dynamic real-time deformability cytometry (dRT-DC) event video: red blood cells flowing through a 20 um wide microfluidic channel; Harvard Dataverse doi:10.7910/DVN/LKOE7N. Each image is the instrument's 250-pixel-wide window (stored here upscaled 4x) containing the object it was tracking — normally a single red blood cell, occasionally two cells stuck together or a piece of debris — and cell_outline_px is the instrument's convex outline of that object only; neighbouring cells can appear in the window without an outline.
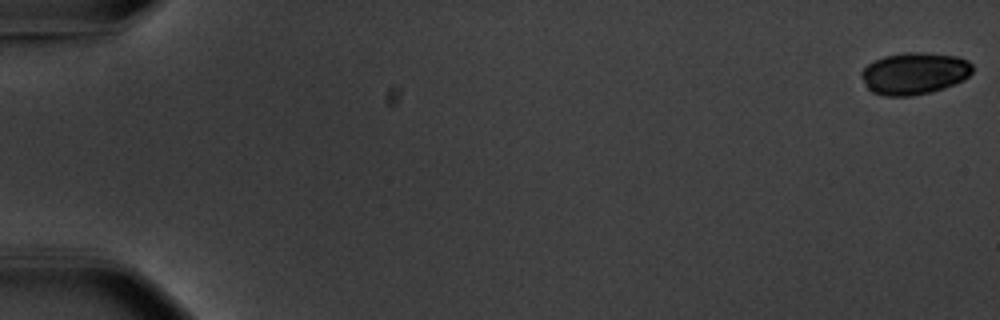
{"species": "common noctule bat (a hibernating species)", "species_latin": "Nyctalus noctula", "temperature_condition": "warm", "stored_images_in_passage": 56, "camera_frame_rate_fps": 3000, "um_per_image_px": 0.085, "animal": {"sex": "male", "body_mass_g": 20.1, "forearm_length_mm": 53.5}, "frame": {"image": 1, "passage_image": 1, "time_ms": 0.0, "image_size_px": [1000, 320], "cell_outline_px": [[972, 72], [964, 80], [956, 84], [932, 92], [912, 96], [888, 96], [872, 92], [868, 88], [860, 76], [860, 72], [868, 64], [884, 56], [908, 52], [920, 52], [956, 56], [968, 60], [972, 64]], "centroid_in_image_um": [77.73, 6.25], "position_along_channel_um": 7.3, "area_um2": 27.22}}
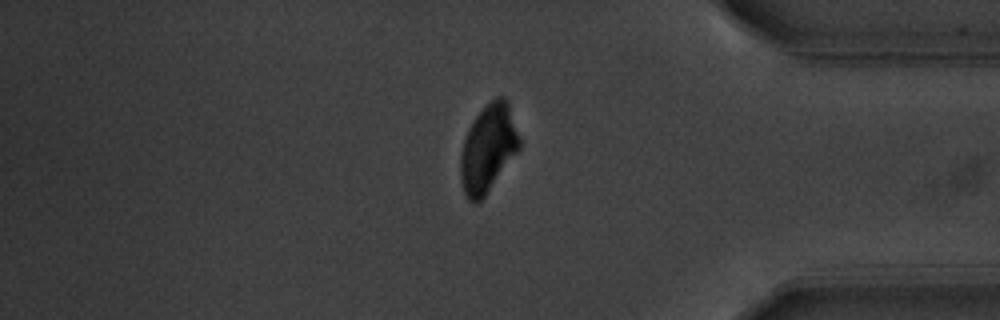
{"frame": {"image": 2, "passage_image": 48, "time_ms": 15.667, "image_size_px": [1000, 320], "cell_outline_px": [[520, 148], [484, 196], [476, 204], [468, 200], [464, 192], [460, 176], [460, 156], [464, 140], [468, 128], [472, 120], [496, 96], [504, 96], [508, 100], [520, 140]], "centroid_in_image_um": [41.48, 12.6], "position_along_channel_um": 393.7, "area_um2": 29.71}}
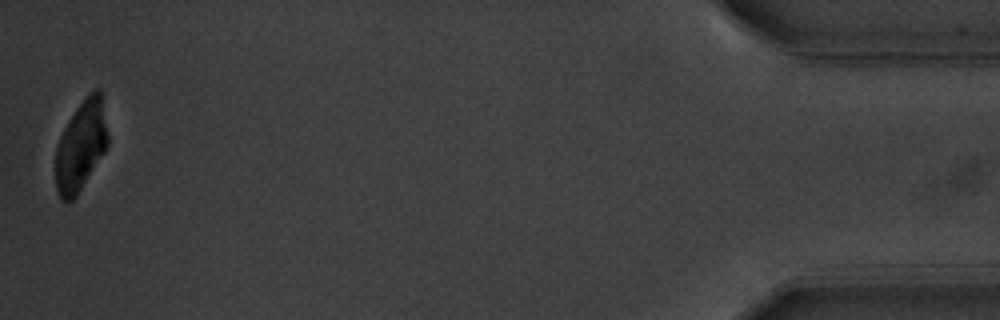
{"frame": {"image": 3, "passage_image": 56, "time_ms": 18.333, "image_size_px": [1000, 320], "cell_outline_px": [[108, 144], [104, 152], [76, 196], [68, 204], [60, 196], [56, 188], [56, 148], [60, 136], [68, 120], [76, 108], [88, 92], [96, 88], [100, 88], [108, 136]], "centroid_in_image_um": [6.88, 12.36], "position_along_channel_um": 428.3, "area_um2": 27.17}}